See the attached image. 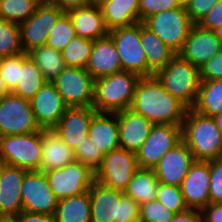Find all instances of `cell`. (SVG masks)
<instances>
[{
  "label": "cell",
  "mask_w": 222,
  "mask_h": 222,
  "mask_svg": "<svg viewBox=\"0 0 222 222\" xmlns=\"http://www.w3.org/2000/svg\"><path fill=\"white\" fill-rule=\"evenodd\" d=\"M187 107L168 93L156 77L144 76L138 80L130 110L142 115L153 125L182 126Z\"/></svg>",
  "instance_id": "6da1fadb"
},
{
  "label": "cell",
  "mask_w": 222,
  "mask_h": 222,
  "mask_svg": "<svg viewBox=\"0 0 222 222\" xmlns=\"http://www.w3.org/2000/svg\"><path fill=\"white\" fill-rule=\"evenodd\" d=\"M182 140L195 160L222 158V135L213 117L188 108L182 124Z\"/></svg>",
  "instance_id": "7a4b0ae2"
},
{
  "label": "cell",
  "mask_w": 222,
  "mask_h": 222,
  "mask_svg": "<svg viewBox=\"0 0 222 222\" xmlns=\"http://www.w3.org/2000/svg\"><path fill=\"white\" fill-rule=\"evenodd\" d=\"M89 193L91 222H129L139 219L140 205L123 191L94 181Z\"/></svg>",
  "instance_id": "3957f363"
},
{
  "label": "cell",
  "mask_w": 222,
  "mask_h": 222,
  "mask_svg": "<svg viewBox=\"0 0 222 222\" xmlns=\"http://www.w3.org/2000/svg\"><path fill=\"white\" fill-rule=\"evenodd\" d=\"M139 79L138 74L130 71H120L95 79L92 107L96 112L114 113L130 109Z\"/></svg>",
  "instance_id": "277c9868"
},
{
  "label": "cell",
  "mask_w": 222,
  "mask_h": 222,
  "mask_svg": "<svg viewBox=\"0 0 222 222\" xmlns=\"http://www.w3.org/2000/svg\"><path fill=\"white\" fill-rule=\"evenodd\" d=\"M155 75L168 93L180 100L187 108L194 106L201 83L200 69L176 54Z\"/></svg>",
  "instance_id": "5b68a950"
},
{
  "label": "cell",
  "mask_w": 222,
  "mask_h": 222,
  "mask_svg": "<svg viewBox=\"0 0 222 222\" xmlns=\"http://www.w3.org/2000/svg\"><path fill=\"white\" fill-rule=\"evenodd\" d=\"M41 160V131L0 137V163L39 171Z\"/></svg>",
  "instance_id": "8992f818"
},
{
  "label": "cell",
  "mask_w": 222,
  "mask_h": 222,
  "mask_svg": "<svg viewBox=\"0 0 222 222\" xmlns=\"http://www.w3.org/2000/svg\"><path fill=\"white\" fill-rule=\"evenodd\" d=\"M143 24L176 54L182 50L194 25L184 7L153 14L146 18Z\"/></svg>",
  "instance_id": "52a82bcc"
},
{
  "label": "cell",
  "mask_w": 222,
  "mask_h": 222,
  "mask_svg": "<svg viewBox=\"0 0 222 222\" xmlns=\"http://www.w3.org/2000/svg\"><path fill=\"white\" fill-rule=\"evenodd\" d=\"M95 79L86 68L67 66L52 83L69 108L92 107Z\"/></svg>",
  "instance_id": "ba28073f"
},
{
  "label": "cell",
  "mask_w": 222,
  "mask_h": 222,
  "mask_svg": "<svg viewBox=\"0 0 222 222\" xmlns=\"http://www.w3.org/2000/svg\"><path fill=\"white\" fill-rule=\"evenodd\" d=\"M64 12L56 5L42 0L35 12L19 24L20 41L24 53L46 45L50 30Z\"/></svg>",
  "instance_id": "9c48e42d"
},
{
  "label": "cell",
  "mask_w": 222,
  "mask_h": 222,
  "mask_svg": "<svg viewBox=\"0 0 222 222\" xmlns=\"http://www.w3.org/2000/svg\"><path fill=\"white\" fill-rule=\"evenodd\" d=\"M119 54L122 71H130L140 77L148 76V64L140 40V22L109 30Z\"/></svg>",
  "instance_id": "30bf717a"
},
{
  "label": "cell",
  "mask_w": 222,
  "mask_h": 222,
  "mask_svg": "<svg viewBox=\"0 0 222 222\" xmlns=\"http://www.w3.org/2000/svg\"><path fill=\"white\" fill-rule=\"evenodd\" d=\"M138 168L135 153L119 147L104 155L101 166L95 172V181L124 192Z\"/></svg>",
  "instance_id": "8fae6325"
},
{
  "label": "cell",
  "mask_w": 222,
  "mask_h": 222,
  "mask_svg": "<svg viewBox=\"0 0 222 222\" xmlns=\"http://www.w3.org/2000/svg\"><path fill=\"white\" fill-rule=\"evenodd\" d=\"M49 186L58 200L89 191L95 181V172L87 165L74 161L63 168L45 172Z\"/></svg>",
  "instance_id": "7c38bea8"
},
{
  "label": "cell",
  "mask_w": 222,
  "mask_h": 222,
  "mask_svg": "<svg viewBox=\"0 0 222 222\" xmlns=\"http://www.w3.org/2000/svg\"><path fill=\"white\" fill-rule=\"evenodd\" d=\"M41 130L35 120L29 100L12 92L0 100V137Z\"/></svg>",
  "instance_id": "4fadbf2b"
},
{
  "label": "cell",
  "mask_w": 222,
  "mask_h": 222,
  "mask_svg": "<svg viewBox=\"0 0 222 222\" xmlns=\"http://www.w3.org/2000/svg\"><path fill=\"white\" fill-rule=\"evenodd\" d=\"M22 211L54 216L58 199L43 171H27L21 187Z\"/></svg>",
  "instance_id": "5bb4252c"
},
{
  "label": "cell",
  "mask_w": 222,
  "mask_h": 222,
  "mask_svg": "<svg viewBox=\"0 0 222 222\" xmlns=\"http://www.w3.org/2000/svg\"><path fill=\"white\" fill-rule=\"evenodd\" d=\"M182 140V126L153 125L149 136L135 153L139 168L153 169L162 156Z\"/></svg>",
  "instance_id": "9a60e30c"
},
{
  "label": "cell",
  "mask_w": 222,
  "mask_h": 222,
  "mask_svg": "<svg viewBox=\"0 0 222 222\" xmlns=\"http://www.w3.org/2000/svg\"><path fill=\"white\" fill-rule=\"evenodd\" d=\"M210 161L195 160L180 184L186 206L202 210L209 203Z\"/></svg>",
  "instance_id": "2e32d148"
},
{
  "label": "cell",
  "mask_w": 222,
  "mask_h": 222,
  "mask_svg": "<svg viewBox=\"0 0 222 222\" xmlns=\"http://www.w3.org/2000/svg\"><path fill=\"white\" fill-rule=\"evenodd\" d=\"M30 105L41 129H52L69 108L52 82L42 86Z\"/></svg>",
  "instance_id": "e0dca14e"
},
{
  "label": "cell",
  "mask_w": 222,
  "mask_h": 222,
  "mask_svg": "<svg viewBox=\"0 0 222 222\" xmlns=\"http://www.w3.org/2000/svg\"><path fill=\"white\" fill-rule=\"evenodd\" d=\"M194 161L190 149L181 140L162 156L153 170L159 183L180 186Z\"/></svg>",
  "instance_id": "ac0fdd59"
},
{
  "label": "cell",
  "mask_w": 222,
  "mask_h": 222,
  "mask_svg": "<svg viewBox=\"0 0 222 222\" xmlns=\"http://www.w3.org/2000/svg\"><path fill=\"white\" fill-rule=\"evenodd\" d=\"M222 50L221 41L214 31L194 24L182 50L178 53L183 59L200 69L212 56Z\"/></svg>",
  "instance_id": "d6986e66"
},
{
  "label": "cell",
  "mask_w": 222,
  "mask_h": 222,
  "mask_svg": "<svg viewBox=\"0 0 222 222\" xmlns=\"http://www.w3.org/2000/svg\"><path fill=\"white\" fill-rule=\"evenodd\" d=\"M95 112L93 107L68 108L52 130L75 151L88 136L91 118Z\"/></svg>",
  "instance_id": "ffe728a7"
},
{
  "label": "cell",
  "mask_w": 222,
  "mask_h": 222,
  "mask_svg": "<svg viewBox=\"0 0 222 222\" xmlns=\"http://www.w3.org/2000/svg\"><path fill=\"white\" fill-rule=\"evenodd\" d=\"M27 170L0 163V217L22 212L21 187Z\"/></svg>",
  "instance_id": "44dd1931"
},
{
  "label": "cell",
  "mask_w": 222,
  "mask_h": 222,
  "mask_svg": "<svg viewBox=\"0 0 222 222\" xmlns=\"http://www.w3.org/2000/svg\"><path fill=\"white\" fill-rule=\"evenodd\" d=\"M120 148L136 153L149 136L153 124L130 109L117 112Z\"/></svg>",
  "instance_id": "7402d4cb"
},
{
  "label": "cell",
  "mask_w": 222,
  "mask_h": 222,
  "mask_svg": "<svg viewBox=\"0 0 222 222\" xmlns=\"http://www.w3.org/2000/svg\"><path fill=\"white\" fill-rule=\"evenodd\" d=\"M86 70L94 79L122 71L119 54L109 34L93 41Z\"/></svg>",
  "instance_id": "603a6c76"
},
{
  "label": "cell",
  "mask_w": 222,
  "mask_h": 222,
  "mask_svg": "<svg viewBox=\"0 0 222 222\" xmlns=\"http://www.w3.org/2000/svg\"><path fill=\"white\" fill-rule=\"evenodd\" d=\"M88 137L104 155L119 148L117 112H95L89 125Z\"/></svg>",
  "instance_id": "cb8c5ba5"
},
{
  "label": "cell",
  "mask_w": 222,
  "mask_h": 222,
  "mask_svg": "<svg viewBox=\"0 0 222 222\" xmlns=\"http://www.w3.org/2000/svg\"><path fill=\"white\" fill-rule=\"evenodd\" d=\"M42 160L39 171L63 168L76 161L75 152L52 130H41Z\"/></svg>",
  "instance_id": "d4e9b609"
},
{
  "label": "cell",
  "mask_w": 222,
  "mask_h": 222,
  "mask_svg": "<svg viewBox=\"0 0 222 222\" xmlns=\"http://www.w3.org/2000/svg\"><path fill=\"white\" fill-rule=\"evenodd\" d=\"M67 13L72 20L76 36L94 41L109 34L101 8L88 5Z\"/></svg>",
  "instance_id": "484cf974"
},
{
  "label": "cell",
  "mask_w": 222,
  "mask_h": 222,
  "mask_svg": "<svg viewBox=\"0 0 222 222\" xmlns=\"http://www.w3.org/2000/svg\"><path fill=\"white\" fill-rule=\"evenodd\" d=\"M140 40L147 59L148 76L155 75L176 55V53L165 45L143 22H140Z\"/></svg>",
  "instance_id": "4316f807"
},
{
  "label": "cell",
  "mask_w": 222,
  "mask_h": 222,
  "mask_svg": "<svg viewBox=\"0 0 222 222\" xmlns=\"http://www.w3.org/2000/svg\"><path fill=\"white\" fill-rule=\"evenodd\" d=\"M100 8L108 30L140 22L139 0H109Z\"/></svg>",
  "instance_id": "83f0119b"
},
{
  "label": "cell",
  "mask_w": 222,
  "mask_h": 222,
  "mask_svg": "<svg viewBox=\"0 0 222 222\" xmlns=\"http://www.w3.org/2000/svg\"><path fill=\"white\" fill-rule=\"evenodd\" d=\"M46 82L42 71L30 56L27 53H21L20 82L12 93L30 101Z\"/></svg>",
  "instance_id": "f1b7e54d"
},
{
  "label": "cell",
  "mask_w": 222,
  "mask_h": 222,
  "mask_svg": "<svg viewBox=\"0 0 222 222\" xmlns=\"http://www.w3.org/2000/svg\"><path fill=\"white\" fill-rule=\"evenodd\" d=\"M55 222H91L90 193L58 200Z\"/></svg>",
  "instance_id": "f546056e"
},
{
  "label": "cell",
  "mask_w": 222,
  "mask_h": 222,
  "mask_svg": "<svg viewBox=\"0 0 222 222\" xmlns=\"http://www.w3.org/2000/svg\"><path fill=\"white\" fill-rule=\"evenodd\" d=\"M159 186L158 179L153 169L138 168L124 194L134 199L139 205L156 200V193Z\"/></svg>",
  "instance_id": "4dcf8cb0"
},
{
  "label": "cell",
  "mask_w": 222,
  "mask_h": 222,
  "mask_svg": "<svg viewBox=\"0 0 222 222\" xmlns=\"http://www.w3.org/2000/svg\"><path fill=\"white\" fill-rule=\"evenodd\" d=\"M194 111L214 117L222 112V79L201 81Z\"/></svg>",
  "instance_id": "1f68e13d"
},
{
  "label": "cell",
  "mask_w": 222,
  "mask_h": 222,
  "mask_svg": "<svg viewBox=\"0 0 222 222\" xmlns=\"http://www.w3.org/2000/svg\"><path fill=\"white\" fill-rule=\"evenodd\" d=\"M27 54L42 71L47 82H52L67 67L61 51L47 45L34 48Z\"/></svg>",
  "instance_id": "d6a6232c"
},
{
  "label": "cell",
  "mask_w": 222,
  "mask_h": 222,
  "mask_svg": "<svg viewBox=\"0 0 222 222\" xmlns=\"http://www.w3.org/2000/svg\"><path fill=\"white\" fill-rule=\"evenodd\" d=\"M93 41L75 36L61 51L62 58L69 67L86 68Z\"/></svg>",
  "instance_id": "836d02e7"
},
{
  "label": "cell",
  "mask_w": 222,
  "mask_h": 222,
  "mask_svg": "<svg viewBox=\"0 0 222 222\" xmlns=\"http://www.w3.org/2000/svg\"><path fill=\"white\" fill-rule=\"evenodd\" d=\"M42 0H0V18L22 23L26 21Z\"/></svg>",
  "instance_id": "e575fe53"
},
{
  "label": "cell",
  "mask_w": 222,
  "mask_h": 222,
  "mask_svg": "<svg viewBox=\"0 0 222 222\" xmlns=\"http://www.w3.org/2000/svg\"><path fill=\"white\" fill-rule=\"evenodd\" d=\"M23 52L19 24L0 18V57L16 56Z\"/></svg>",
  "instance_id": "d590c367"
},
{
  "label": "cell",
  "mask_w": 222,
  "mask_h": 222,
  "mask_svg": "<svg viewBox=\"0 0 222 222\" xmlns=\"http://www.w3.org/2000/svg\"><path fill=\"white\" fill-rule=\"evenodd\" d=\"M75 36L72 20L68 13L64 12L50 30L46 45L62 51Z\"/></svg>",
  "instance_id": "8d00e7d4"
},
{
  "label": "cell",
  "mask_w": 222,
  "mask_h": 222,
  "mask_svg": "<svg viewBox=\"0 0 222 222\" xmlns=\"http://www.w3.org/2000/svg\"><path fill=\"white\" fill-rule=\"evenodd\" d=\"M156 199L174 214L188 209L180 186L159 183Z\"/></svg>",
  "instance_id": "74e56055"
},
{
  "label": "cell",
  "mask_w": 222,
  "mask_h": 222,
  "mask_svg": "<svg viewBox=\"0 0 222 222\" xmlns=\"http://www.w3.org/2000/svg\"><path fill=\"white\" fill-rule=\"evenodd\" d=\"M77 162L87 165L93 172L101 166L104 154L88 136L74 151Z\"/></svg>",
  "instance_id": "f35d334b"
},
{
  "label": "cell",
  "mask_w": 222,
  "mask_h": 222,
  "mask_svg": "<svg viewBox=\"0 0 222 222\" xmlns=\"http://www.w3.org/2000/svg\"><path fill=\"white\" fill-rule=\"evenodd\" d=\"M175 214L157 199L140 205L141 222H169Z\"/></svg>",
  "instance_id": "ab89813d"
},
{
  "label": "cell",
  "mask_w": 222,
  "mask_h": 222,
  "mask_svg": "<svg viewBox=\"0 0 222 222\" xmlns=\"http://www.w3.org/2000/svg\"><path fill=\"white\" fill-rule=\"evenodd\" d=\"M0 75L8 90L12 92L20 82V54L0 59Z\"/></svg>",
  "instance_id": "60d3db41"
},
{
  "label": "cell",
  "mask_w": 222,
  "mask_h": 222,
  "mask_svg": "<svg viewBox=\"0 0 222 222\" xmlns=\"http://www.w3.org/2000/svg\"><path fill=\"white\" fill-rule=\"evenodd\" d=\"M184 0H139L140 22L164 10L184 7Z\"/></svg>",
  "instance_id": "b9f144b4"
},
{
  "label": "cell",
  "mask_w": 222,
  "mask_h": 222,
  "mask_svg": "<svg viewBox=\"0 0 222 222\" xmlns=\"http://www.w3.org/2000/svg\"><path fill=\"white\" fill-rule=\"evenodd\" d=\"M210 203L222 202V158L210 160Z\"/></svg>",
  "instance_id": "7bdbcfd3"
},
{
  "label": "cell",
  "mask_w": 222,
  "mask_h": 222,
  "mask_svg": "<svg viewBox=\"0 0 222 222\" xmlns=\"http://www.w3.org/2000/svg\"><path fill=\"white\" fill-rule=\"evenodd\" d=\"M219 1L220 0H184L183 5L191 21L194 24H198Z\"/></svg>",
  "instance_id": "ee69618b"
},
{
  "label": "cell",
  "mask_w": 222,
  "mask_h": 222,
  "mask_svg": "<svg viewBox=\"0 0 222 222\" xmlns=\"http://www.w3.org/2000/svg\"><path fill=\"white\" fill-rule=\"evenodd\" d=\"M201 81L222 79V50L200 68Z\"/></svg>",
  "instance_id": "f6af8a7d"
},
{
  "label": "cell",
  "mask_w": 222,
  "mask_h": 222,
  "mask_svg": "<svg viewBox=\"0 0 222 222\" xmlns=\"http://www.w3.org/2000/svg\"><path fill=\"white\" fill-rule=\"evenodd\" d=\"M198 25L201 28L212 31L217 27L222 26V0L216 3L208 14L201 19Z\"/></svg>",
  "instance_id": "bcb514c9"
},
{
  "label": "cell",
  "mask_w": 222,
  "mask_h": 222,
  "mask_svg": "<svg viewBox=\"0 0 222 222\" xmlns=\"http://www.w3.org/2000/svg\"><path fill=\"white\" fill-rule=\"evenodd\" d=\"M201 213L202 222H222V202L209 203Z\"/></svg>",
  "instance_id": "7dc6e473"
},
{
  "label": "cell",
  "mask_w": 222,
  "mask_h": 222,
  "mask_svg": "<svg viewBox=\"0 0 222 222\" xmlns=\"http://www.w3.org/2000/svg\"><path fill=\"white\" fill-rule=\"evenodd\" d=\"M169 222H202V213L201 210L188 208L175 214Z\"/></svg>",
  "instance_id": "c3c4849f"
},
{
  "label": "cell",
  "mask_w": 222,
  "mask_h": 222,
  "mask_svg": "<svg viewBox=\"0 0 222 222\" xmlns=\"http://www.w3.org/2000/svg\"><path fill=\"white\" fill-rule=\"evenodd\" d=\"M56 5L63 12H68L72 9L81 8L89 5L88 0H47Z\"/></svg>",
  "instance_id": "681fc988"
},
{
  "label": "cell",
  "mask_w": 222,
  "mask_h": 222,
  "mask_svg": "<svg viewBox=\"0 0 222 222\" xmlns=\"http://www.w3.org/2000/svg\"><path fill=\"white\" fill-rule=\"evenodd\" d=\"M18 217L20 218L21 222H55V218L52 215H44L25 211H22Z\"/></svg>",
  "instance_id": "f907efd6"
},
{
  "label": "cell",
  "mask_w": 222,
  "mask_h": 222,
  "mask_svg": "<svg viewBox=\"0 0 222 222\" xmlns=\"http://www.w3.org/2000/svg\"><path fill=\"white\" fill-rule=\"evenodd\" d=\"M10 93L8 88L6 87L3 78L0 75V100L7 96Z\"/></svg>",
  "instance_id": "816d5d0a"
},
{
  "label": "cell",
  "mask_w": 222,
  "mask_h": 222,
  "mask_svg": "<svg viewBox=\"0 0 222 222\" xmlns=\"http://www.w3.org/2000/svg\"><path fill=\"white\" fill-rule=\"evenodd\" d=\"M213 119L215 120L216 126L222 135V112L220 114L214 116Z\"/></svg>",
  "instance_id": "f5cc1de1"
},
{
  "label": "cell",
  "mask_w": 222,
  "mask_h": 222,
  "mask_svg": "<svg viewBox=\"0 0 222 222\" xmlns=\"http://www.w3.org/2000/svg\"><path fill=\"white\" fill-rule=\"evenodd\" d=\"M0 222H21L18 216L0 217Z\"/></svg>",
  "instance_id": "db71d44e"
},
{
  "label": "cell",
  "mask_w": 222,
  "mask_h": 222,
  "mask_svg": "<svg viewBox=\"0 0 222 222\" xmlns=\"http://www.w3.org/2000/svg\"><path fill=\"white\" fill-rule=\"evenodd\" d=\"M109 0H88L89 5L96 6V7H101L105 3H107Z\"/></svg>",
  "instance_id": "11a10c76"
},
{
  "label": "cell",
  "mask_w": 222,
  "mask_h": 222,
  "mask_svg": "<svg viewBox=\"0 0 222 222\" xmlns=\"http://www.w3.org/2000/svg\"><path fill=\"white\" fill-rule=\"evenodd\" d=\"M215 33V36L221 41L222 43V26L217 27L216 29L213 30Z\"/></svg>",
  "instance_id": "9f6ffc18"
},
{
  "label": "cell",
  "mask_w": 222,
  "mask_h": 222,
  "mask_svg": "<svg viewBox=\"0 0 222 222\" xmlns=\"http://www.w3.org/2000/svg\"><path fill=\"white\" fill-rule=\"evenodd\" d=\"M129 222H141V221H140V219H136V220L129 221Z\"/></svg>",
  "instance_id": "6f0895ef"
}]
</instances>
